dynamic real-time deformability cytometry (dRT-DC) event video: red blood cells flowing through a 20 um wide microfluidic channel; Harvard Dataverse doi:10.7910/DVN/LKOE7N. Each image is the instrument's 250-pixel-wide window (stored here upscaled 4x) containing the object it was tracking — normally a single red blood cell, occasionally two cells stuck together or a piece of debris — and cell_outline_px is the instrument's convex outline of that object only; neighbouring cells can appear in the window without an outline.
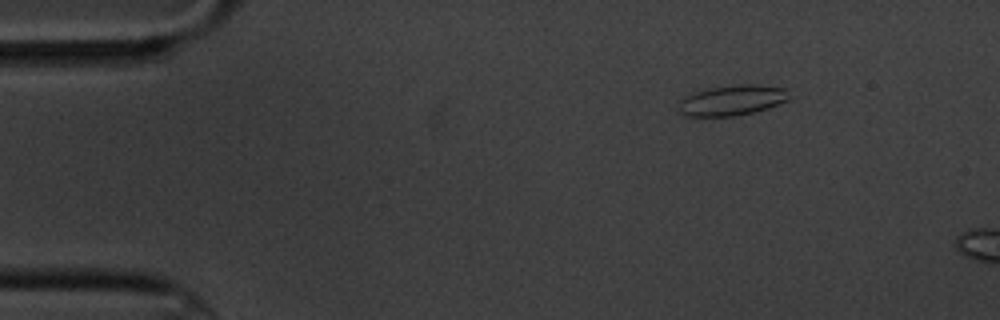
{"species": "common noctule bat (a hibernating species)", "species_latin": "Nyctalus noctula", "temperature_condition": "cold", "stored_images_in_passage": 5, "camera_frame_rate_fps": 3000, "um_per_image_px": 0.085, "animal": {"sex": "male", "body_mass_g": 20.1, "forearm_length_mm": 53.5}, "frame": {"image": 1, "passage_image": 5, "time_ms": 5.667, "image_size_px": [1000, 320], "cell_outline_px": [[792, 96], [788, 100], [768, 108], [736, 116], [688, 116], [680, 112], [680, 100], [684, 96], [708, 88], [740, 84], [756, 84], [788, 88]], "centroid_in_image_um": [62.3, 8.51], "position_along_channel_um": 22.7, "area_um2": 19.65}}